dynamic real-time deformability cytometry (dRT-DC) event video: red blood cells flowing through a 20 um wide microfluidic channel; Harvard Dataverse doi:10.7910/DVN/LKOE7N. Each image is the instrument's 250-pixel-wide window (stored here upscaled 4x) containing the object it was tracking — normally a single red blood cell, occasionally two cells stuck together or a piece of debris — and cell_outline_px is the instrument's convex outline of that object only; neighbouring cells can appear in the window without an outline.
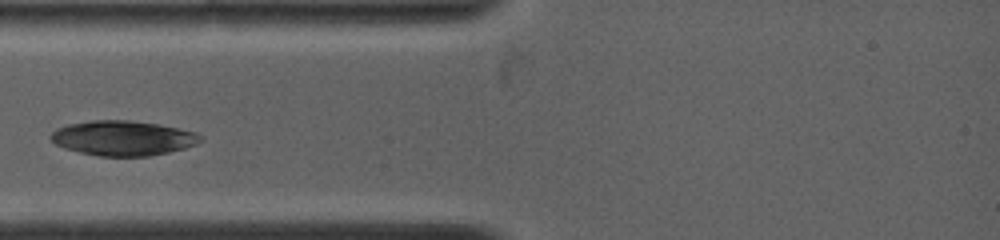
{"species": "common noctule bat (a hibernating species)", "species_latin": "Nyctalus noctula", "temperature_condition": "warm", "stored_images_in_passage": 7, "camera_frame_rate_fps": 4500, "um_per_image_px": 0.085, "animal": {"sex": "female", "body_mass_g": 19.0, "forearm_length_mm": 53.3}, "frame": {"image": 1, "passage_image": 1, "time_ms": 0.0, "image_size_px": [1000, 240], "cell_outline_px": [[204, 140], [196, 144], [184, 148], [168, 152], [148, 156], [100, 156], [80, 152], [64, 148], [56, 144], [52, 140], [52, 132], [56, 128], [68, 124], [92, 120], [128, 120], [156, 124], [196, 132]], "centroid_in_image_um": [10.44, 11.74], "position_along_channel_um": 74.6, "area_um2": 30.11}}
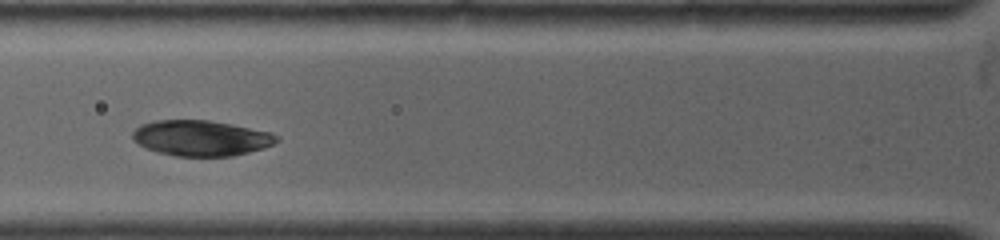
{"frame": {"image": 2, "passage_image": 6, "time_ms": 0.889, "image_size_px": [1000, 240], "cell_outline_px": [[280, 140], [264, 148], [232, 156], [176, 156], [156, 152], [136, 144], [132, 140], [132, 132], [140, 124], [160, 120], [208, 120], [232, 124], [272, 132], [280, 136]], "centroid_in_image_um": [17.08, 11.74], "position_along_channel_um": 108.7, "area_um2": 30.11}}